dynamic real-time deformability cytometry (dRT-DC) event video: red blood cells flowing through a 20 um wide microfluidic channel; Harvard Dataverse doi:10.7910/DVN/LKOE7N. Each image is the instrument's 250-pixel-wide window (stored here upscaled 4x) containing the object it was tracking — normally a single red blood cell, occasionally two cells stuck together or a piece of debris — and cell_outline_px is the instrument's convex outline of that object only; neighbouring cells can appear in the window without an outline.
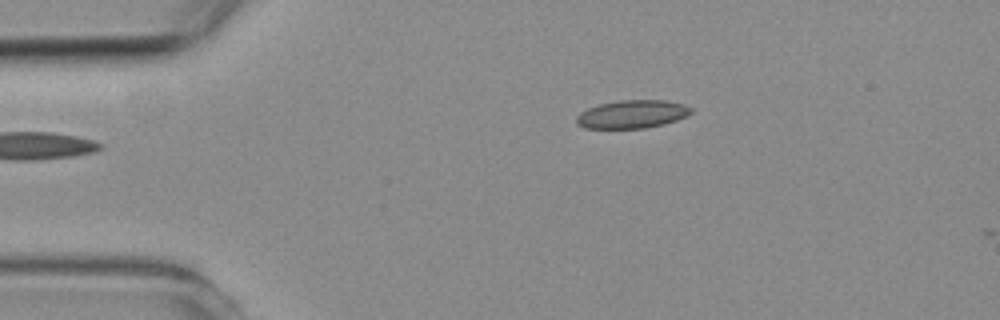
{"species": "common noctule bat (a hibernating species)", "species_latin": "Nyctalus noctula", "temperature_condition": "room temperature", "stored_images_in_passage": 2, "camera_frame_rate_fps": 3000, "um_per_image_px": 0.085, "animal": {"sex": "female", "body_mass_g": 19.3, "forearm_length_mm": 54.1}, "frame": {"image": 1, "passage_image": 1, "time_ms": 0.0, "image_size_px": [1000, 320], "cell_outline_px": [[692, 112], [688, 116], [664, 124], [644, 128], [584, 128], [576, 124], [576, 116], [580, 112], [588, 108], [600, 104], [620, 100], [664, 100], [684, 104], [692, 108]], "centroid_in_image_um": [53.73, 9.71], "position_along_channel_um": 31.3, "area_um2": 18.84}}